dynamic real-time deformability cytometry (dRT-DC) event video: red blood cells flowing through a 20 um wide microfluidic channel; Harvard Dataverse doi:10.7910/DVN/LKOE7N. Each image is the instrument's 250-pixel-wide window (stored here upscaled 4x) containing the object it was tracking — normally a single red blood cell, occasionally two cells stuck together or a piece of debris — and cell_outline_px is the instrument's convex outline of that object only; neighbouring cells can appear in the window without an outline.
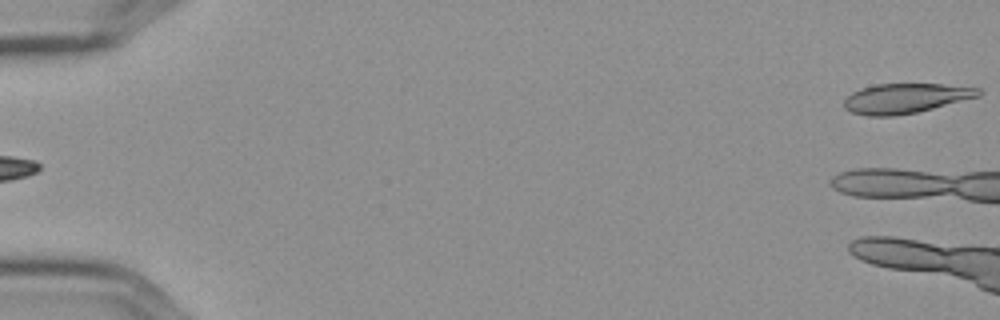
{"species": "Egyptian fruit bat (a non-hibernating species)", "species_latin": "Rousettus aegyptiacus", "temperature_condition": "cold", "stored_images_in_passage": 6, "segment_of_instrument_passage": [2, 2], "camera_frame_rate_fps": 3000, "um_per_image_px": 0.085, "frame": {"image": 1, "passage_image": 6, "time_ms": 1.667, "image_size_px": [1000, 320], "cell_outline_px": [[984, 92], [980, 96], [916, 112], [892, 116], [868, 116], [852, 112], [844, 108], [844, 100], [852, 92], [860, 88], [876, 84], [944, 84], [980, 88]], "centroid_in_image_um": [76.98, 8.35], "position_along_channel_um": 8.0, "area_um2": 23.29}}